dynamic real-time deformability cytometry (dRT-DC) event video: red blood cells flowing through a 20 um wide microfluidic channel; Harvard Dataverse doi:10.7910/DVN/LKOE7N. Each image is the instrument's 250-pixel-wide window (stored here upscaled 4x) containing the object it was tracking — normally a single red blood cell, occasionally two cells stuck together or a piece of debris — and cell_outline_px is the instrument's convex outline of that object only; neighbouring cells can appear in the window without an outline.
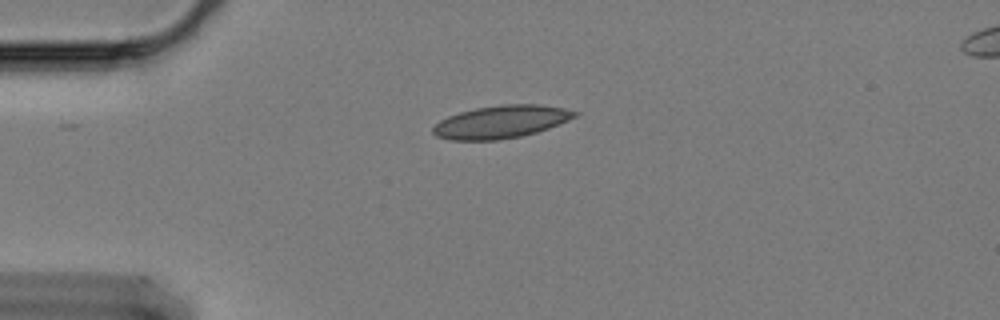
{"species": "Egyptian fruit bat (a non-hibernating species)", "species_latin": "Rousettus aegyptiacus", "temperature_condition": "cold", "stored_images_in_passage": 47, "camera_frame_rate_fps": 3000, "um_per_image_px": 0.085, "animal": {"sex": "female"}, "frame": {"image": 1, "passage_image": 1, "time_ms": 0.0, "image_size_px": [1000, 320], "cell_outline_px": [[580, 112], [576, 116], [568, 120], [548, 128], [536, 132], [520, 136], [496, 140], [452, 140], [436, 136], [432, 132], [432, 128], [440, 120], [448, 116], [460, 112], [476, 108], [504, 104], [540, 104], [564, 108]], "centroid_in_image_um": [42.59, 10.35], "position_along_channel_um": 42.4, "area_um2": 26.88}}
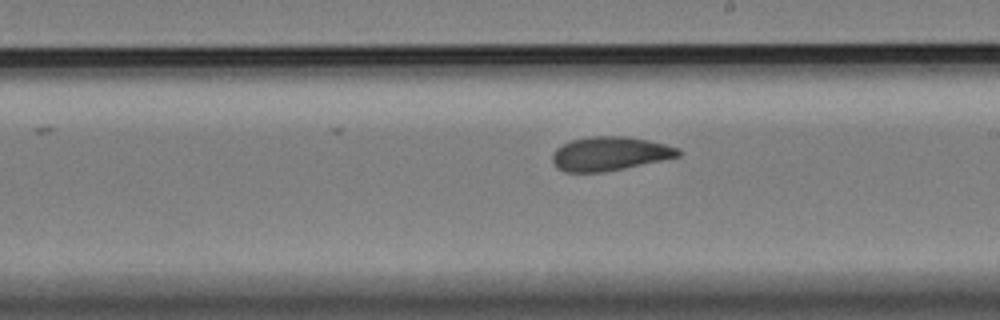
{"frame": {"image": 2, "passage_image": 21, "time_ms": 6.667, "image_size_px": [1000, 320], "cell_outline_px": [[680, 156], [624, 168], [604, 172], [564, 172], [556, 168], [552, 160], [552, 152], [556, 148], [572, 140], [588, 136], [624, 136], [648, 140], [680, 148]], "centroid_in_image_um": [51.79, 13.06], "position_along_channel_um": 237.2, "area_um2": 24.85}}
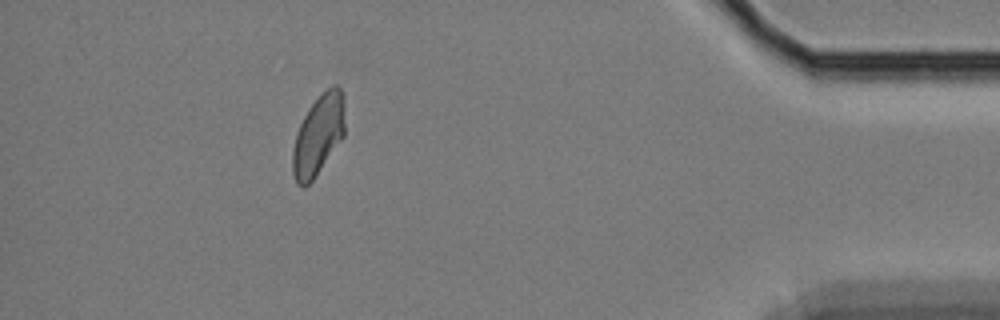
{"frame": {"image": 3, "passage_image": 41, "time_ms": 13.333, "image_size_px": [1000, 320], "cell_outline_px": [[344, 136], [312, 180], [304, 188], [296, 184], [292, 172], [292, 148], [296, 132], [308, 108], [332, 84], [336, 84], [340, 88], [344, 96]], "centroid_in_image_um": [27.04, 11.49], "position_along_channel_um": 408.2, "area_um2": 24.39}, "authors_computed_cell_mechanics": {"area_um2": 24.854, "velocity_mm_per_s": 3.2813, "shape_relaxation_time_tau1_ms": 9.3432, "shape_relaxation_time_tau2_ms": 1.8262, "deformation_change_tau1": 0.1342, "deformation_change_tau2": 0.0514}}